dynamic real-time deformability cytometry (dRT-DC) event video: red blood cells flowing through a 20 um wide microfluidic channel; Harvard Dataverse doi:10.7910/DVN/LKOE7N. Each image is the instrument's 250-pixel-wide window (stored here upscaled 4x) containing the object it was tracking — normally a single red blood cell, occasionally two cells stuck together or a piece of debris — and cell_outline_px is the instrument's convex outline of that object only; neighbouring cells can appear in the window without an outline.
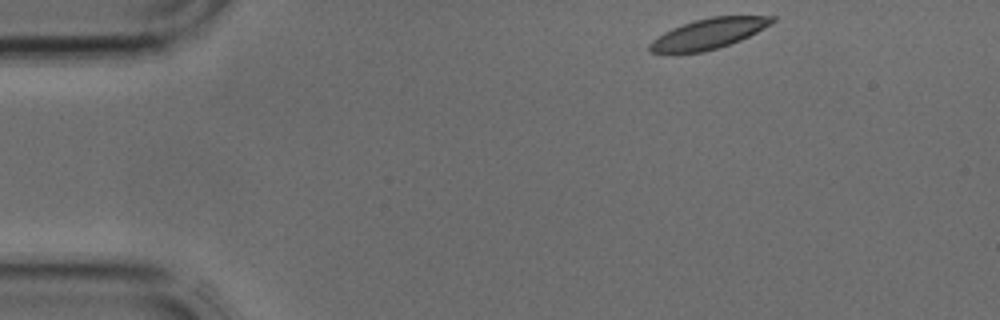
{"species": "common noctule bat (a hibernating species)", "species_latin": "Nyctalus noctula", "temperature_condition": "cold", "stored_images_in_passage": 2, "camera_frame_rate_fps": 3000, "um_per_image_px": 0.085, "animal": {"sex": "male", "body_mass_g": 17.9, "forearm_length_mm": 54.2}, "frame": {"image": 1, "passage_image": 1, "time_ms": 0.0, "image_size_px": [1000, 320], "cell_outline_px": [[776, 20], [772, 24], [740, 40], [704, 52], [652, 52], [648, 48], [648, 44], [652, 40], [664, 32], [672, 28], [696, 20], [712, 16], [776, 16]], "centroid_in_image_um": [60.25, 2.85], "position_along_channel_um": 24.8, "area_um2": 21.27}}